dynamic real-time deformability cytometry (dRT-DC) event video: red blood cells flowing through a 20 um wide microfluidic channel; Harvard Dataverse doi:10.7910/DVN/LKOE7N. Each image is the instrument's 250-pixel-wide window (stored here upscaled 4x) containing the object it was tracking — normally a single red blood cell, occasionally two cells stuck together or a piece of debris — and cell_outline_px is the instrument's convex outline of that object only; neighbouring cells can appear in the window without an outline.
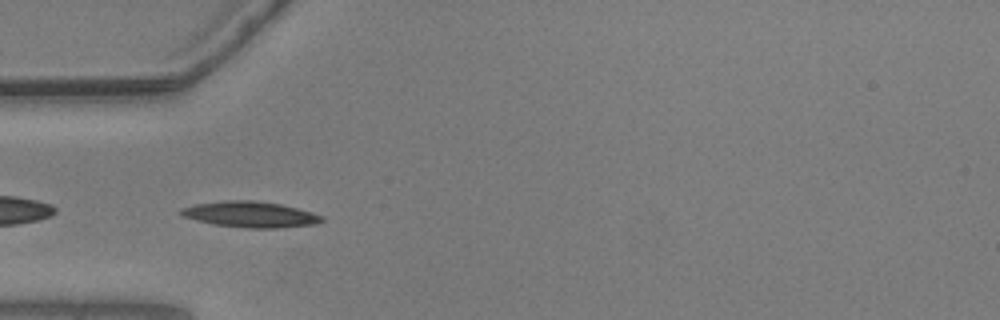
{"species": "common noctule bat (a hibernating species)", "species_latin": "Nyctalus noctula", "temperature_condition": "warm", "stored_images_in_passage": 40, "camera_frame_rate_fps": 3000, "um_per_image_px": 0.085, "animal": {"sex": "male", "body_mass_g": 20.5, "forearm_length_mm": 52.5}, "frame": {"image": 1, "passage_image": 2, "time_ms": 0.333, "image_size_px": [1000, 320], "cell_outline_px": [[324, 220], [312, 224], [280, 228], [244, 228], [212, 224], [180, 216], [176, 212], [180, 208], [196, 204], [224, 200], [256, 200], [280, 204], [312, 212], [324, 216]], "centroid_in_image_um": [21.21, 18.22], "position_along_channel_um": 63.8, "area_um2": 21.44}}
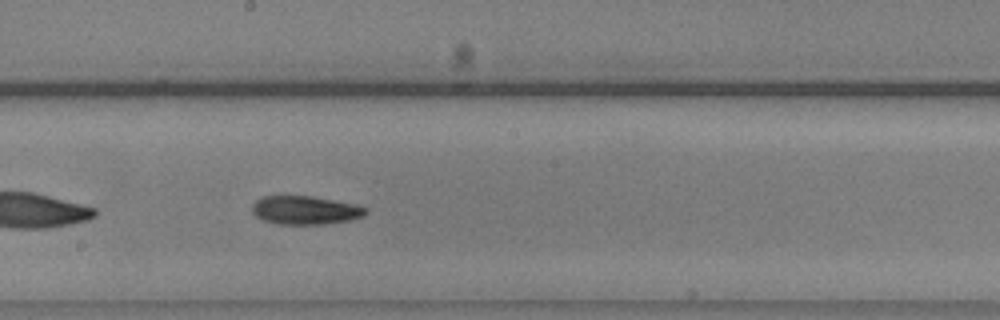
{"frame": {"image": 2, "passage_image": 15, "time_ms": 4.667, "image_size_px": [1000, 320], "cell_outline_px": [[368, 212], [364, 216], [348, 220], [324, 224], [276, 224], [264, 220], [256, 216], [252, 212], [252, 204], [260, 196], [312, 196], [356, 204], [368, 208]], "centroid_in_image_um": [25.94, 17.86], "position_along_channel_um": 222.3, "area_um2": 18.96}}
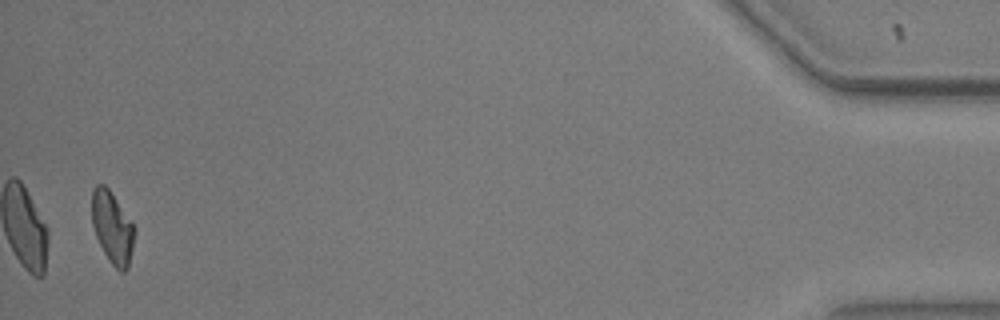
{"frame": {"image": 3, "passage_image": 39, "time_ms": 12.667, "image_size_px": [1000, 320], "cell_outline_px": [[136, 232], [128, 268], [124, 272], [120, 272], [112, 264], [104, 252], [96, 236], [92, 224], [92, 192], [96, 184], [104, 184], [108, 188], [136, 228]], "centroid_in_image_um": [9.56, 19.35], "position_along_channel_um": 425.6, "area_um2": 17.74}, "authors_computed_cell_mechanics": {"area_um2": 18.6983, "velocity_mm_per_s": 3.6489, "shape_relaxation_time_tau1_ms": 5.9851, "shape_relaxation_time_tau2_ms": null, "deformation_change_tau1": 0.1607, "deformation_change_tau2": null}}